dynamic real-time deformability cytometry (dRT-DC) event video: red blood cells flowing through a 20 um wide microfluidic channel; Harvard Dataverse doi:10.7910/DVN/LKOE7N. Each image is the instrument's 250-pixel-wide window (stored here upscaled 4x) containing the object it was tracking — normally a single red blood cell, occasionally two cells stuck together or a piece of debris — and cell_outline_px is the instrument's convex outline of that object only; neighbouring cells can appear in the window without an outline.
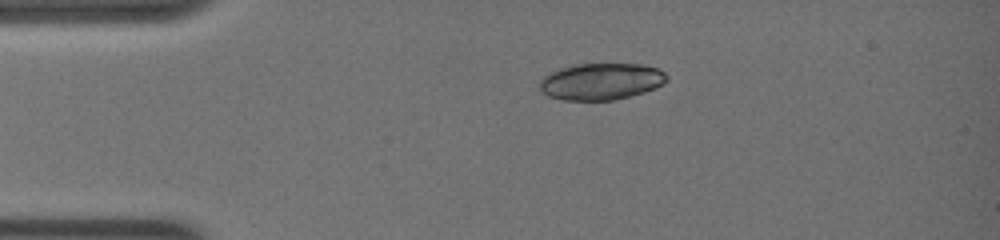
{"species": "common noctule bat (a hibernating species)", "species_latin": "Nyctalus noctula", "temperature_condition": "warm", "stored_images_in_passage": 7, "camera_frame_rate_fps": 3000, "um_per_image_px": 0.085, "animal": {"sex": "female", "body_mass_g": 19.0, "forearm_length_mm": 51.5}, "frame": {"image": 1, "passage_image": 1, "time_ms": 0.0, "image_size_px": [1000, 240], "cell_outline_px": [[668, 80], [664, 84], [656, 88], [644, 92], [616, 100], [560, 100], [548, 96], [540, 88], [540, 80], [548, 72], [560, 68], [576, 64], [644, 64], [660, 68], [668, 76]], "centroid_in_image_um": [51.13, 6.92], "position_along_channel_um": 33.9, "area_um2": 27.51}}